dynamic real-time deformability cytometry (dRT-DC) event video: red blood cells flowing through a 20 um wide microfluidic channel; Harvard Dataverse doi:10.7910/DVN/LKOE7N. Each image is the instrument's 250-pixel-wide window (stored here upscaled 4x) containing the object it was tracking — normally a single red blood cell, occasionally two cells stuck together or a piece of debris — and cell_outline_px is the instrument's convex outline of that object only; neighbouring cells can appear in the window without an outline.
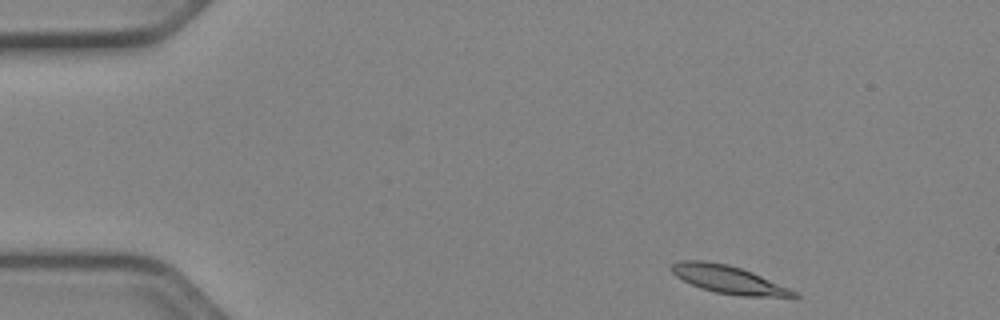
{"species": "Egyptian fruit bat (a non-hibernating species)", "species_latin": "Rousettus aegyptiacus", "temperature_condition": "cold", "stored_images_in_passage": 46, "camera_frame_rate_fps": 3000, "um_per_image_px": 0.085, "animal": {"sex": "female"}, "frame": {"image": 1, "passage_image": 1, "time_ms": 0.0, "image_size_px": [1000, 320], "cell_outline_px": [[800, 296], [796, 300], [740, 296], [716, 292], [700, 288], [676, 276], [668, 268], [672, 264], [680, 260], [704, 260], [728, 264], [752, 272], [788, 288], [796, 292]], "centroid_in_image_um": [62.02, 23.8], "position_along_channel_um": 23.0, "area_um2": 20.4}}
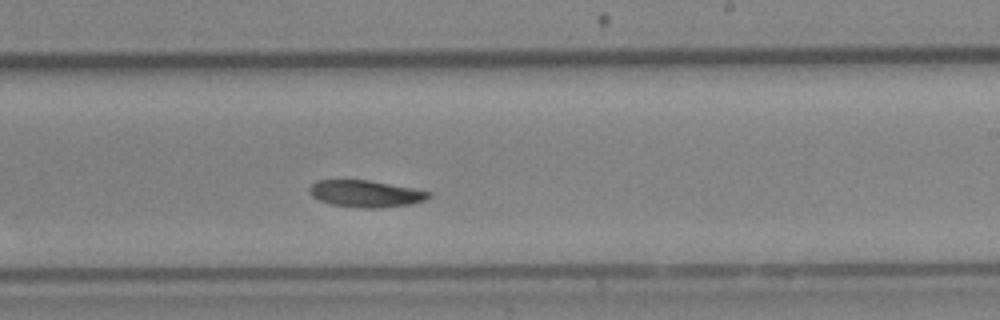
{"frame": {"image": 2, "passage_image": 26, "time_ms": 8.333, "image_size_px": [1000, 320], "cell_outline_px": [[432, 196], [424, 200], [412, 204], [380, 208], [364, 208], [332, 204], [320, 200], [312, 196], [308, 192], [308, 188], [316, 180], [368, 180], [412, 188], [432, 192]], "centroid_in_image_um": [31.09, 16.46], "position_along_channel_um": 257.9, "area_um2": 18.61}}
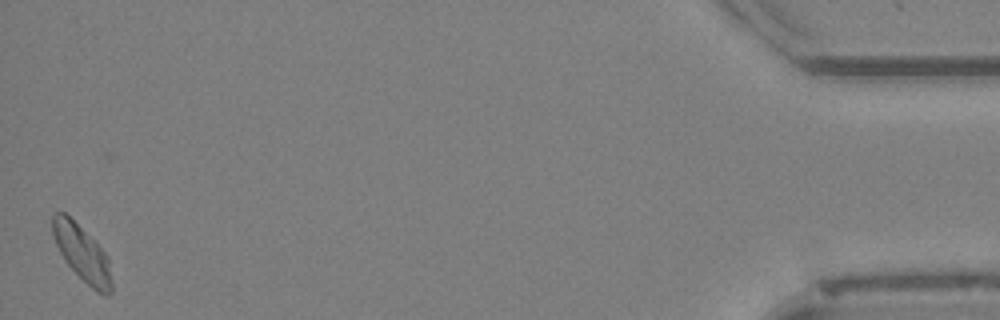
{"frame": {"image": 3, "passage_image": 46, "time_ms": 15.0, "image_size_px": [1000, 320], "cell_outline_px": [[112, 292], [108, 296], [104, 296], [96, 292], [64, 260], [56, 244], [52, 232], [52, 216], [56, 212], [64, 212], [104, 252], [108, 260], [112, 280]], "centroid_in_image_um": [6.98, 21.58], "position_along_channel_um": 428.2, "area_um2": 18.61}, "authors_computed_cell_mechanics": {"area_um2": 19.074, "velocity_mm_per_s": 3.8774, "shape_relaxation_time_tau1_ms": 5.6476, "shape_relaxation_time_tau2_ms": null, "deformation_change_tau1": 0.1365, "deformation_change_tau2": null}}